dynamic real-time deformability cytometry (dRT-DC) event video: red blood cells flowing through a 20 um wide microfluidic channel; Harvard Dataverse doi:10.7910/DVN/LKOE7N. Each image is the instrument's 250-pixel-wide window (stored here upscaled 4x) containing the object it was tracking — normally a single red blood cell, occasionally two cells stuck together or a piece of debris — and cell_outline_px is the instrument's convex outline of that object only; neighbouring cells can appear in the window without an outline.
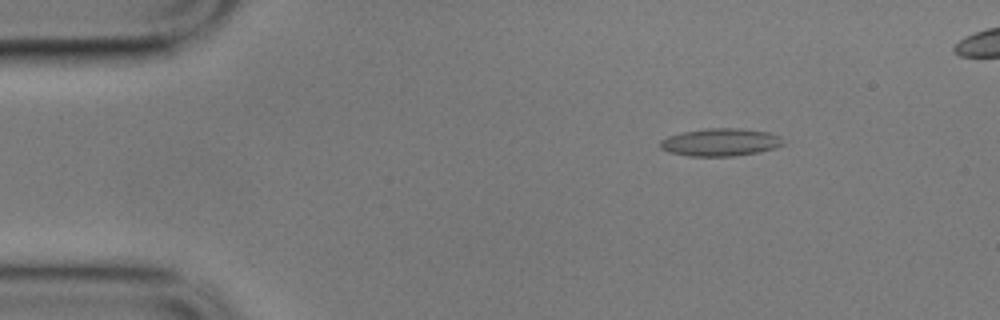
{"species": "common noctule bat (a hibernating species)", "species_latin": "Nyctalus noctula", "temperature_condition": "cold", "stored_images_in_passage": 6, "camera_frame_rate_fps": 3000, "um_per_image_px": 0.085, "animal": {"sex": "male", "body_mass_g": 17.9}, "frame": {"image": 1, "passage_image": 3, "time_ms": 0.667, "image_size_px": [1000, 320], "cell_outline_px": [[784, 144], [776, 148], [736, 156], [688, 156], [668, 152], [660, 148], [660, 140], [668, 136], [684, 132], [708, 128], [740, 128], [768, 132], [780, 136], [784, 140]], "centroid_in_image_um": [61.24, 12.09], "position_along_channel_um": 23.8, "area_um2": 19.88}}